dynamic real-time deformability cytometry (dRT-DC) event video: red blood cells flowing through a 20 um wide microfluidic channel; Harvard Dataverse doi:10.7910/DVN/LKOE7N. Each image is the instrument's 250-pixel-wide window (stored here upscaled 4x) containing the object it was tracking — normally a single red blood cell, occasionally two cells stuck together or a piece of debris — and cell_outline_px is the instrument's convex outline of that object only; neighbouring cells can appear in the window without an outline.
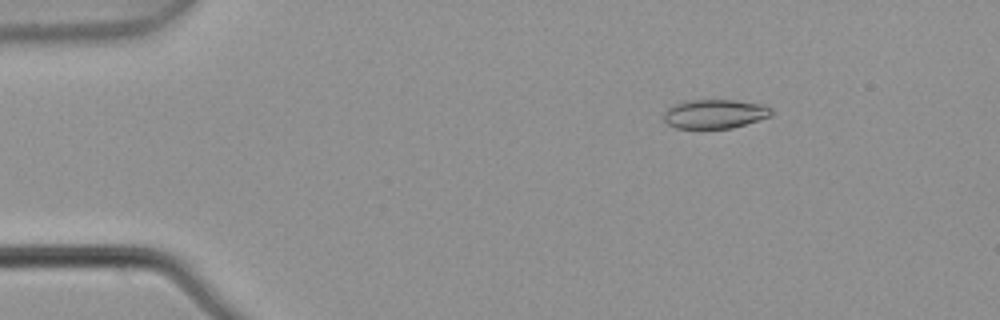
{"species": "common noctule bat (a hibernating species)", "species_latin": "Nyctalus noctula", "temperature_condition": "warm", "stored_images_in_passage": 3, "camera_frame_rate_fps": 3000, "um_per_image_px": 0.085, "animal": {"sex": "male", "body_mass_g": 21.5, "forearm_length_mm": 52.0}, "frame": {"image": 1, "passage_image": 1, "time_ms": 0.0, "image_size_px": [1000, 320], "cell_outline_px": [[772, 116], [732, 128], [676, 128], [668, 124], [664, 120], [664, 112], [668, 108], [676, 104], [688, 100], [736, 100], [764, 104], [772, 108]], "centroid_in_image_um": [60.79, 9.67], "position_along_channel_um": 24.2, "area_um2": 18.26}}